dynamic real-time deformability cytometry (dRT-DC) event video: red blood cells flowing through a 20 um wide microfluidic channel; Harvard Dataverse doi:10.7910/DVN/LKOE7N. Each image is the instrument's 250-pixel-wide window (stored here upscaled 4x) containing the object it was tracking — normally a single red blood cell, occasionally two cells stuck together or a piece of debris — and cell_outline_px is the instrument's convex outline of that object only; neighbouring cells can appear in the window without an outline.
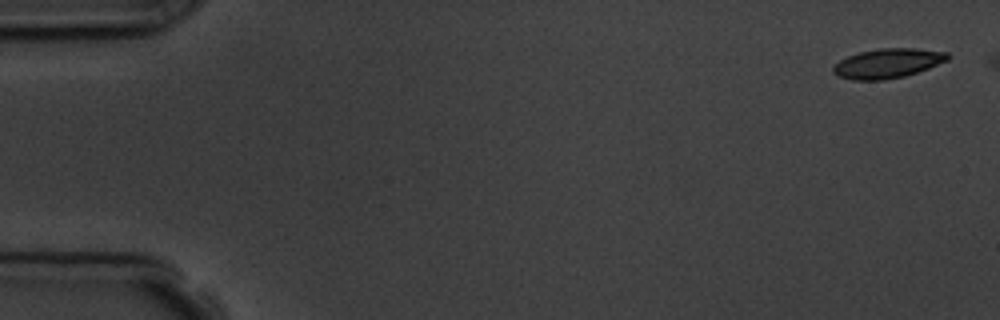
{"species": "common noctule bat (a hibernating species)", "species_latin": "Nyctalus noctula", "temperature_condition": "room temperature", "stored_images_in_passage": 6, "camera_frame_rate_fps": 3000, "um_per_image_px": 0.085, "animal": {"sex": "male", "body_mass_g": 19.5, "forearm_length_mm": 54.6}, "frame": {"image": 1, "passage_image": 1, "time_ms": 0.0, "image_size_px": [1000, 320], "cell_outline_px": [[948, 60], [928, 68], [904, 76], [884, 80], [852, 80], [840, 76], [832, 72], [832, 68], [840, 60], [848, 56], [860, 52], [880, 48], [916, 48], [948, 52]], "centroid_in_image_um": [75.45, 5.38], "position_along_channel_um": 9.6, "area_um2": 19.54}}